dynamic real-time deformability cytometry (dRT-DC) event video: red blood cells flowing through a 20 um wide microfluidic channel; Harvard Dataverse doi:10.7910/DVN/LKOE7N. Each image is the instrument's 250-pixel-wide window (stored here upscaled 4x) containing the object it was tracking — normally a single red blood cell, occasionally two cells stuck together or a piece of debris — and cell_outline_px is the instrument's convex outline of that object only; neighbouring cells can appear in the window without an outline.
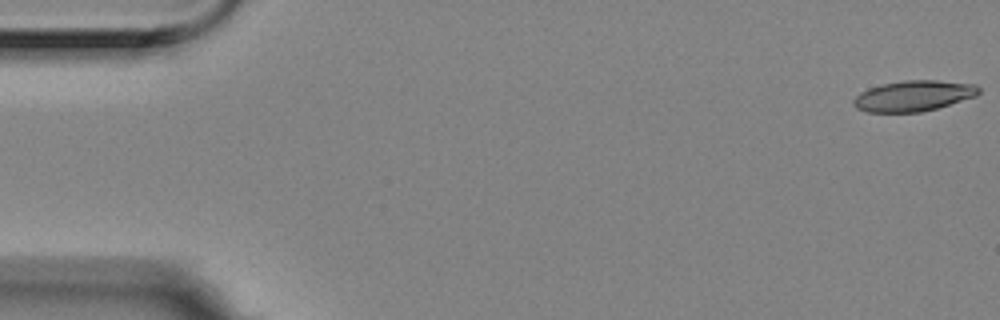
{"species": "Egyptian fruit bat (a non-hibernating species)", "species_latin": "Rousettus aegyptiacus", "temperature_condition": "room temperature", "stored_images_in_passage": 5, "camera_frame_rate_fps": 3000, "um_per_image_px": 0.085, "animal": {"sex": "female"}, "frame": {"image": 1, "passage_image": 1, "time_ms": 0.0, "image_size_px": [1000, 320], "cell_outline_px": [[980, 92], [976, 96], [936, 108], [920, 112], [868, 112], [856, 108], [852, 104], [852, 100], [860, 92], [868, 88], [880, 84], [904, 80], [936, 80], [976, 84], [980, 88]], "centroid_in_image_um": [77.62, 8.14], "position_along_channel_um": 7.4, "area_um2": 22.48}}
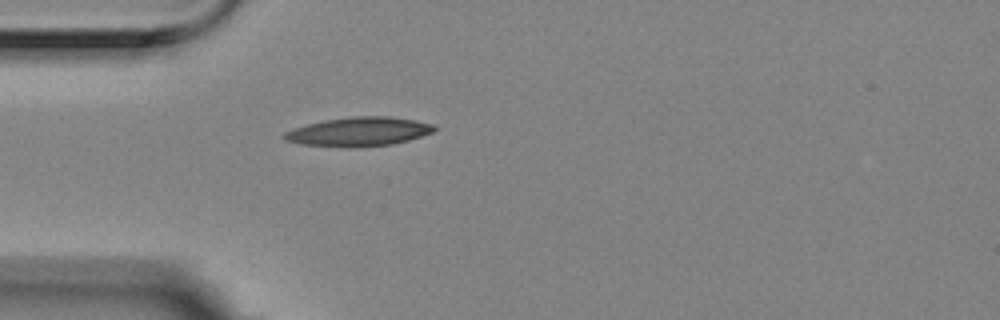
{"frame": {"image": 2, "passage_image": 5, "time_ms": 1.333, "image_size_px": [1000, 320], "cell_outline_px": [[436, 128], [432, 132], [408, 140], [392, 144], [356, 148], [348, 148], [300, 144], [284, 140], [280, 136], [284, 132], [308, 124], [324, 120], [352, 116], [392, 116], [416, 120], [432, 124]], "centroid_in_image_um": [30.46, 11.2], "position_along_channel_um": 54.5, "area_um2": 25.55}}